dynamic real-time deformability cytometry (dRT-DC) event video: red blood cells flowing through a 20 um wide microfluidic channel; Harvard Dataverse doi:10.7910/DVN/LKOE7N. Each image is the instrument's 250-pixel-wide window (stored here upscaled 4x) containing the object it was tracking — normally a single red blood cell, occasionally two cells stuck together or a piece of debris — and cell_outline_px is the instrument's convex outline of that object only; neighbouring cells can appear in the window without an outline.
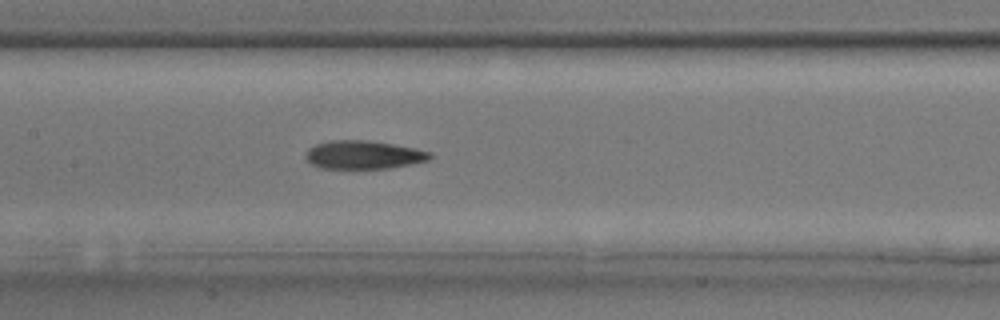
{"species": "common noctule bat (a hibernating species)", "species_latin": "Nyctalus noctula", "temperature_condition": "room temperature", "stored_images_in_passage": 17, "camera_frame_rate_fps": 3000, "um_per_image_px": 0.085, "animal": {"sex": "male", "body_mass_g": 17.9, "forearm_length_mm": 54.2}, "frame": {"image": 1, "passage_image": 6, "time_ms": 1.667, "image_size_px": [1000, 320], "cell_outline_px": [[432, 156], [428, 160], [388, 168], [320, 168], [312, 164], [304, 156], [308, 148], [316, 144], [328, 140], [368, 140], [416, 148], [432, 152]], "centroid_in_image_um": [30.87, 13.14], "position_along_channel_um": 176.5, "area_um2": 20.46}}
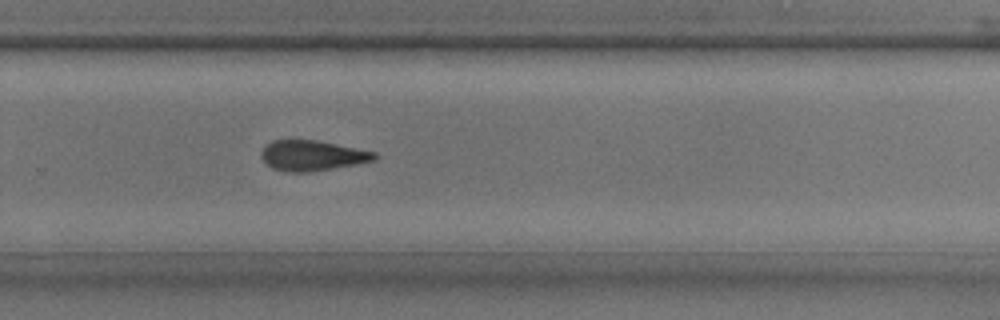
{"frame": {"image": 2, "passage_image": 12, "time_ms": 3.667, "image_size_px": [1000, 320], "cell_outline_px": [[380, 156], [376, 160], [356, 164], [312, 172], [288, 172], [272, 168], [260, 156], [260, 152], [272, 140], [316, 140], [376, 152]], "centroid_in_image_um": [26.57, 13.23], "position_along_channel_um": 303.2, "area_um2": 20.0}}